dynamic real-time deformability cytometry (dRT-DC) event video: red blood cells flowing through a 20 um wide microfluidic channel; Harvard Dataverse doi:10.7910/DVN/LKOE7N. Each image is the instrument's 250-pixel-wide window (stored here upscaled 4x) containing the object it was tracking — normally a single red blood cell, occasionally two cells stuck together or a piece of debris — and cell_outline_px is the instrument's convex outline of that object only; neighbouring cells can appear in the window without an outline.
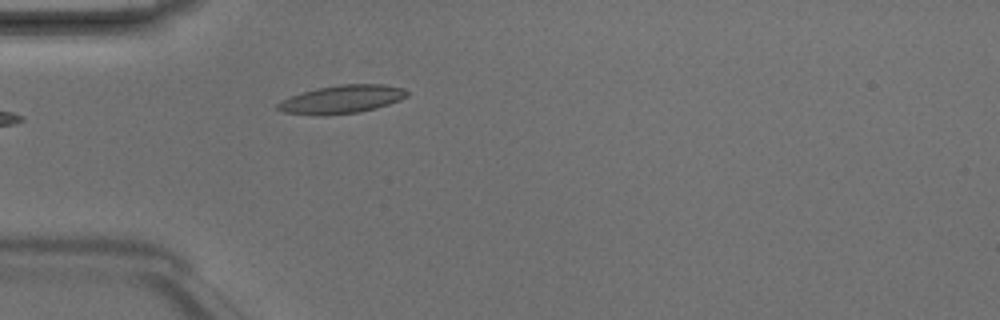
{"species": "Egyptian fruit bat (a non-hibernating species)", "species_latin": "Rousettus aegyptiacus", "temperature_condition": "room temperature", "stored_images_in_passage": 4, "camera_frame_rate_fps": 3000, "um_per_image_px": 0.085, "animal": {"sex": "male"}, "frame": {"image": 1, "passage_image": 4, "time_ms": 1.0, "image_size_px": [1000, 320], "cell_outline_px": [[408, 96], [400, 100], [376, 108], [360, 112], [324, 116], [284, 112], [276, 108], [276, 104], [280, 100], [316, 88], [340, 84], [384, 84], [404, 88], [408, 92]], "centroid_in_image_um": [29.07, 8.44], "position_along_channel_um": 55.9, "area_um2": 21.33}}